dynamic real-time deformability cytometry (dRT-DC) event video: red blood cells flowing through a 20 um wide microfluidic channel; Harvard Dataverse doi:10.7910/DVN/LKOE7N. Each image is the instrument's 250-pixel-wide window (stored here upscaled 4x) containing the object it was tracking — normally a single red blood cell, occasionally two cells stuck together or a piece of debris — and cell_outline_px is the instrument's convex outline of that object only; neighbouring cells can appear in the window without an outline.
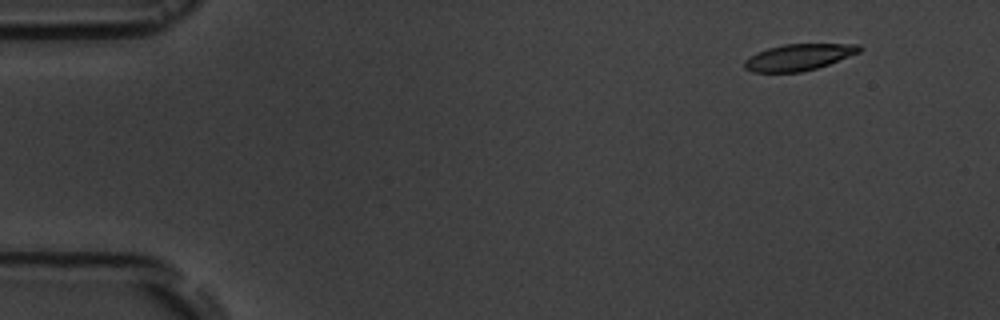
{"species": "common noctule bat (a hibernating species)", "species_latin": "Nyctalus noctula", "temperature_condition": "room temperature", "stored_images_in_passage": 4, "camera_frame_rate_fps": 3000, "um_per_image_px": 0.085, "animal": {"sex": "male", "body_mass_g": 19.5, "forearm_length_mm": 54.6}, "frame": {"image": 1, "passage_image": 1, "time_ms": 0.0, "image_size_px": [1000, 320], "cell_outline_px": [[864, 48], [860, 52], [828, 64], [816, 68], [800, 72], [752, 72], [744, 68], [744, 60], [756, 52], [768, 48], [784, 44], [860, 44]], "centroid_in_image_um": [67.88, 4.85], "position_along_channel_um": 17.1, "area_um2": 17.69}}
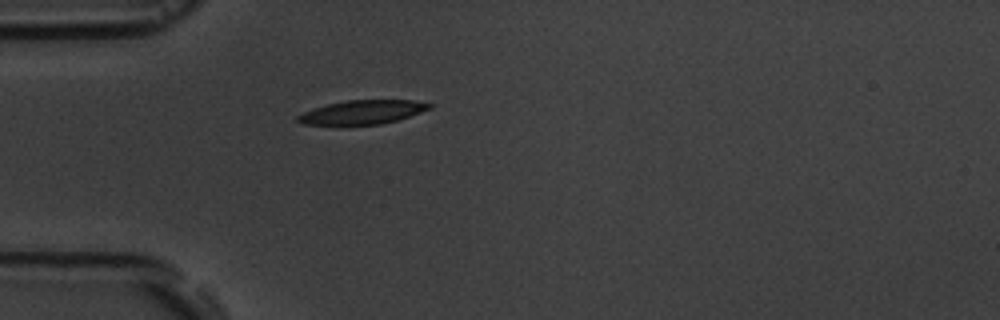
{"frame": {"image": 2, "passage_image": 4, "time_ms": 3.667, "image_size_px": [1000, 320], "cell_outline_px": [[432, 108], [396, 120], [380, 124], [340, 128], [304, 124], [296, 120], [296, 116], [304, 112], [328, 104], [348, 100], [412, 100], [432, 104]], "centroid_in_image_um": [30.71, 9.59], "position_along_channel_um": 54.3, "area_um2": 18.96}}